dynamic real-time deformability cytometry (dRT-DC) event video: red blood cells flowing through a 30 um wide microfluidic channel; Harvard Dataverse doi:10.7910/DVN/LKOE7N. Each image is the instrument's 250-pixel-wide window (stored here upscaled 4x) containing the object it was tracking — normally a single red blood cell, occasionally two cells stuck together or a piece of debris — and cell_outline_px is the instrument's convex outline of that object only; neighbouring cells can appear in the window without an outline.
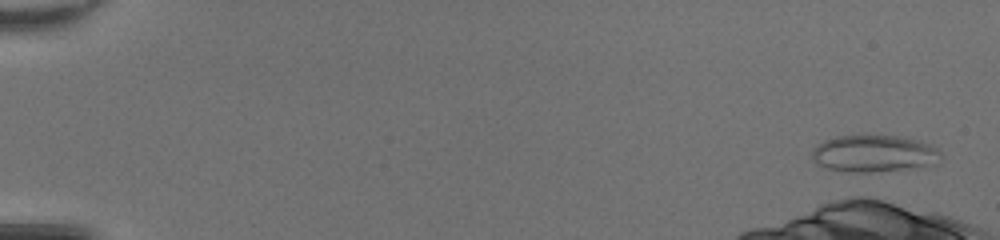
{"species": "common noctule bat (a hibernating species)", "species_latin": "Nyctalus noctula", "temperature_condition": "room temperature", "stored_images_in_passage": 5, "camera_frame_rate_fps": 3000, "um_per_image_px": 0.085, "animal": {"sex": "female", "body_mass_g": 20.0, "forearm_length_mm": 54.0}, "frame": {"image": 1, "passage_image": 2, "time_ms": 0.333, "image_size_px": [1000, 240], "cell_outline_px": [[940, 156], [936, 164], [872, 172], [848, 172], [828, 168], [816, 164], [812, 160], [812, 148], [816, 144], [824, 140], [836, 136], [904, 136], [932, 144], [940, 152]], "centroid_in_image_um": [74.25, 13.04], "position_along_channel_um": 10.8, "area_um2": 27.69}}